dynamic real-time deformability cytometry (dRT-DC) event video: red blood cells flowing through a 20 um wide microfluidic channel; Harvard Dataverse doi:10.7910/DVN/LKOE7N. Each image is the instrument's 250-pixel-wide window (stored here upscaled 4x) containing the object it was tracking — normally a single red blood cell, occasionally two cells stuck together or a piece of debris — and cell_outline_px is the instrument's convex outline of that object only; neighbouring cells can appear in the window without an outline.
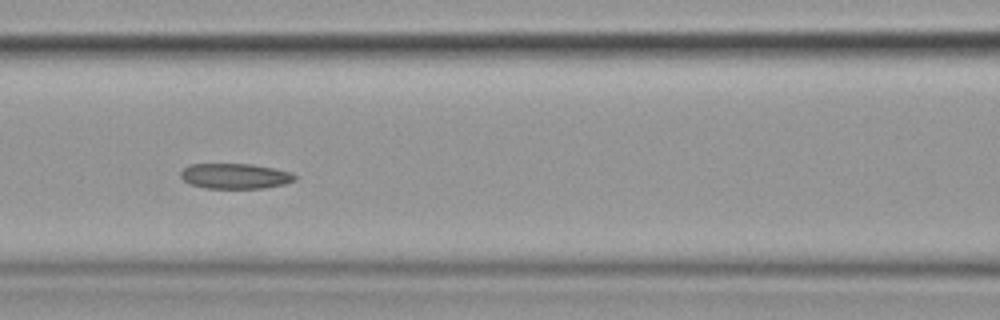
{"species": "common noctule bat (a hibernating species)", "species_latin": "Nyctalus noctula", "temperature_condition": "cold", "stored_images_in_passage": 11, "camera_frame_rate_fps": 3000, "um_per_image_px": 0.085, "animal": {"sex": "female", "body_mass_g": 19.9}, "frame": {"image": 1, "passage_image": 7, "time_ms": 8.0, "image_size_px": [1000, 320], "cell_outline_px": [[296, 180], [284, 184], [264, 188], [204, 188], [188, 184], [180, 176], [180, 172], [188, 164], [252, 164], [292, 172], [296, 176]], "centroid_in_image_um": [19.96, 14.97], "position_along_channel_um": 146.6, "area_um2": 16.94}}
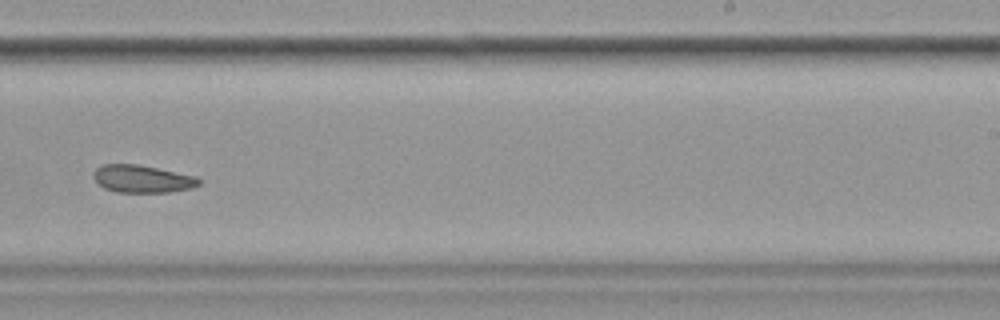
{"frame": {"image": 2, "passage_image": 10, "time_ms": 11.667, "image_size_px": [1000, 320], "cell_outline_px": [[200, 184], [192, 188], [168, 192], [116, 192], [104, 188], [92, 176], [92, 172], [96, 168], [104, 164], [136, 164], [196, 176], [200, 180]], "centroid_in_image_um": [12.08, 15.2], "position_along_channel_um": 276.9, "area_um2": 16.82}}
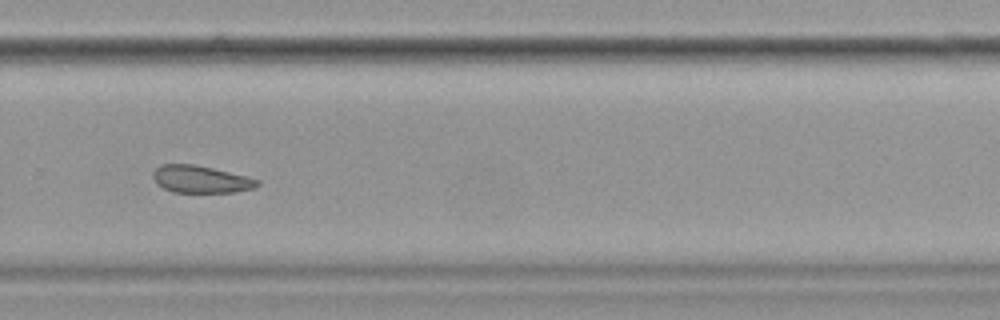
{"frame": {"image": 3, "passage_image": 11, "time_ms": 12.667, "image_size_px": [1000, 320], "cell_outline_px": [[260, 184], [256, 188], [232, 192], [172, 192], [156, 184], [152, 176], [152, 172], [160, 164], [192, 164], [212, 168], [260, 180]], "centroid_in_image_um": [17.03, 15.24], "position_along_channel_um": 312.8, "area_um2": 16.53}}